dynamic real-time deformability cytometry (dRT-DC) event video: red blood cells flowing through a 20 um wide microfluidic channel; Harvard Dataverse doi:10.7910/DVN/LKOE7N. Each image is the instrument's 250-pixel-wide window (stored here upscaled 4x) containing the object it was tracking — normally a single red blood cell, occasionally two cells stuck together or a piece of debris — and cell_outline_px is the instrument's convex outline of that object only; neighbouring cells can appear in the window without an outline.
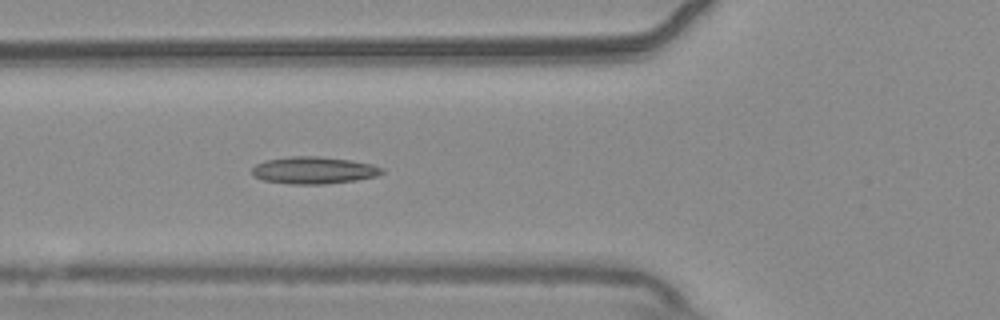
{"species": "common noctule bat (a hibernating species)", "species_latin": "Nyctalus noctula", "temperature_condition": "warm", "stored_images_in_passage": 54, "camera_frame_rate_fps": 3000, "um_per_image_px": 0.085, "animal": {"sex": "male", "body_mass_g": 20.4}, "frame": {"image": 1, "passage_image": 20, "time_ms": 6.333, "image_size_px": [1000, 320], "cell_outline_px": [[384, 172], [376, 176], [356, 180], [328, 184], [288, 184], [264, 180], [252, 176], [252, 168], [256, 164], [264, 160], [292, 156], [320, 156], [352, 160], [372, 164], [384, 168]], "centroid_in_image_um": [26.67, 14.47], "position_along_channel_um": 99.1, "area_um2": 20.75}}
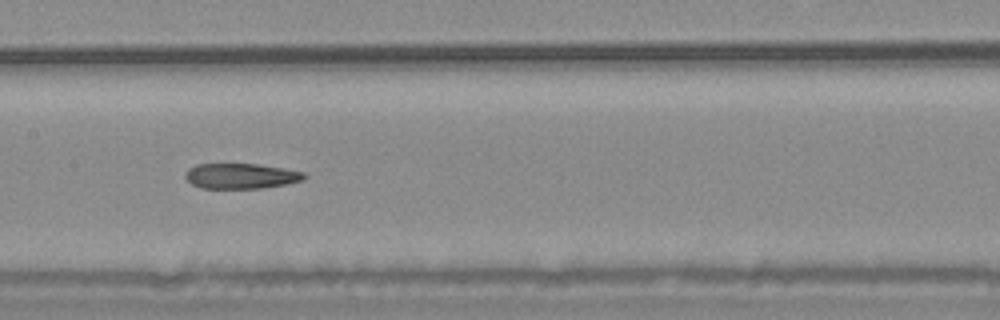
{"frame": {"image": 2, "passage_image": 27, "time_ms": 8.667, "image_size_px": [1000, 320], "cell_outline_px": [[308, 176], [304, 180], [264, 188], [200, 188], [192, 184], [184, 176], [184, 172], [188, 168], [196, 164], [256, 164], [284, 168], [304, 172]], "centroid_in_image_um": [20.47, 14.96], "position_along_channel_um": 186.9, "area_um2": 17.63}}
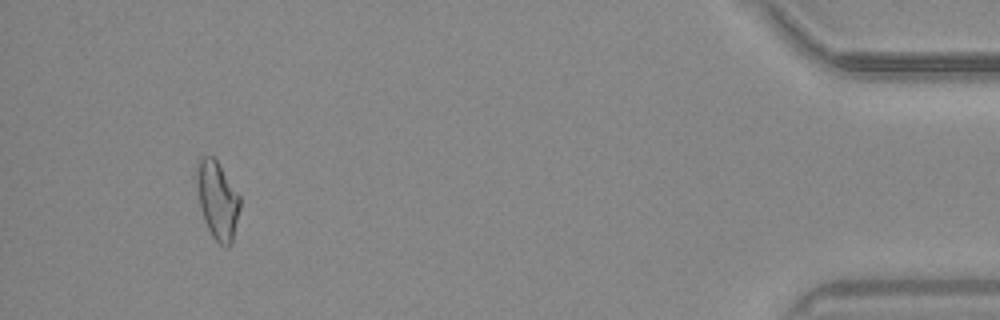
{"frame": {"image": 3, "passage_image": 51, "time_ms": 16.667, "image_size_px": [1000, 320], "cell_outline_px": [[240, 208], [232, 244], [228, 248], [224, 248], [212, 236], [204, 220], [200, 208], [196, 184], [196, 160], [200, 156], [212, 156], [216, 160], [240, 196]], "centroid_in_image_um": [18.47, 17.02], "position_along_channel_um": 416.7, "area_um2": 19.83}, "authors_computed_cell_mechanics": {"area_um2": 19.5075, "velocity_mm_per_s": 3.7491, "shape_relaxation_time_tau1_ms": null, "shape_relaxation_time_tau2_ms": 5.2114, "deformation_change_tau1": null, "deformation_change_tau2": 0.1467}}